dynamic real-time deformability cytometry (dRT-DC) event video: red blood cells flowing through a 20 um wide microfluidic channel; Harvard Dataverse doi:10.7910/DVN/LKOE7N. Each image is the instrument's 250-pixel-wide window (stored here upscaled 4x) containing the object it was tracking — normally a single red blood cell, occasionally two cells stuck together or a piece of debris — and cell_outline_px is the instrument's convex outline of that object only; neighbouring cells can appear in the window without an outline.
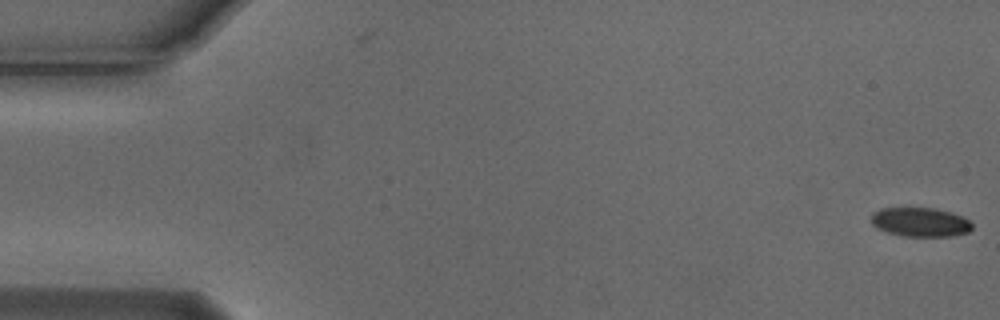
{"species": "Egyptian fruit bat (a non-hibernating species)", "species_latin": "Rousettus aegyptiacus", "temperature_condition": "cold", "stored_images_in_passage": 6, "camera_frame_rate_fps": 3000, "um_per_image_px": 0.085, "animal": {"sex": "male"}, "frame": {"image": 1, "passage_image": 1, "time_ms": 0.0, "image_size_px": [1000, 320], "cell_outline_px": [[972, 228], [968, 232], [952, 236], [904, 236], [888, 232], [876, 228], [872, 224], [872, 212], [880, 208], [936, 208], [952, 212], [964, 216], [972, 224]], "centroid_in_image_um": [78.23, 18.87], "position_along_channel_um": 6.8, "area_um2": 17.22}}
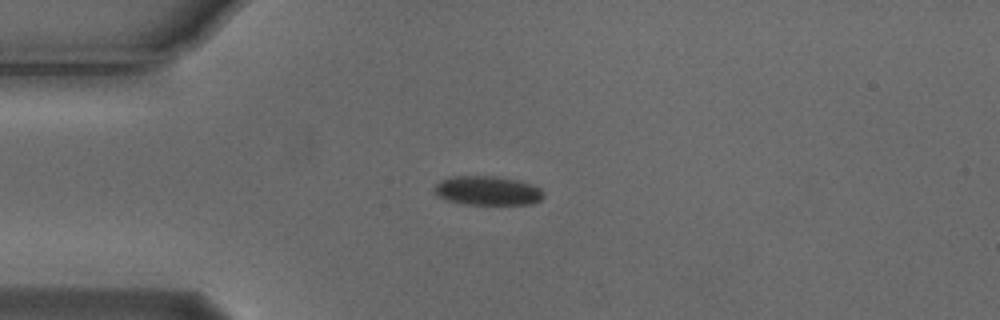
{"frame": {"image": 2, "passage_image": 4, "time_ms": 1.0, "image_size_px": [1000, 320], "cell_outline_px": [[544, 196], [540, 200], [532, 204], [464, 204], [448, 200], [440, 196], [436, 192], [436, 184], [440, 180], [452, 176], [496, 176], [516, 180], [540, 188], [544, 192]], "centroid_in_image_um": [41.46, 16.2], "position_along_channel_um": 43.5, "area_um2": 18.26}}
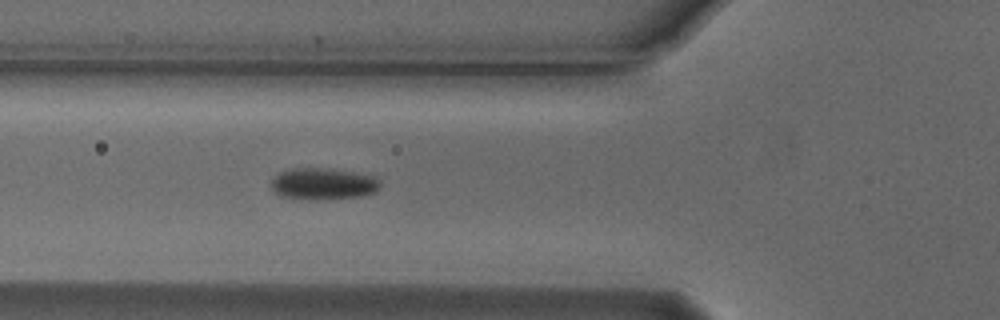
{"frame": {"image": 3, "passage_image": 6, "time_ms": 1.667, "image_size_px": [1000, 320], "cell_outline_px": [[380, 188], [376, 192], [360, 196], [280, 196], [272, 192], [272, 180], [280, 172], [292, 168], [316, 168], [352, 172], [376, 176], [380, 180]], "centroid_in_image_um": [27.5, 15.56], "position_along_channel_um": 98.3, "area_um2": 18.84}}